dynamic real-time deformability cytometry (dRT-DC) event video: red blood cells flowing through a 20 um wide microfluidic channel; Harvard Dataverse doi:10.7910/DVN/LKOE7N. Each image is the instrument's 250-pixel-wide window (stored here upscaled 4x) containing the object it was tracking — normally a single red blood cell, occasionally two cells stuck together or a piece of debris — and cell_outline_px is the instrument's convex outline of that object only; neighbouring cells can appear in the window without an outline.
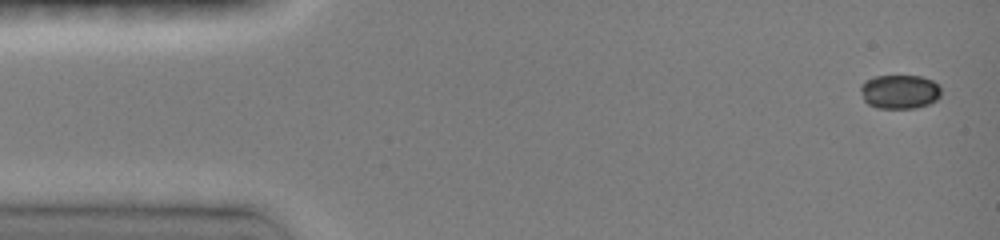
{"species": "common noctule bat (a hibernating species)", "species_latin": "Nyctalus noctula", "temperature_condition": "room temperature", "stored_images_in_passage": 46, "camera_frame_rate_fps": 3000, "um_per_image_px": 0.085, "animal": {"sex": "female", "body_mass_g": 19.0, "forearm_length_mm": 51.5}, "frame": {"image": 1, "passage_image": 1, "time_ms": 0.0, "image_size_px": [1000, 240], "cell_outline_px": [[940, 96], [936, 100], [928, 104], [916, 108], [876, 108], [868, 104], [864, 100], [860, 92], [860, 84], [864, 80], [876, 76], [920, 76], [932, 80], [940, 84]], "centroid_in_image_um": [76.45, 7.79], "position_along_channel_um": 8.5, "area_um2": 16.18}}
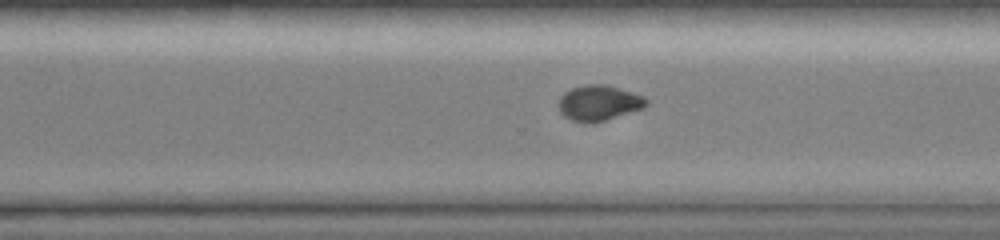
{"frame": {"image": 2, "passage_image": 32, "time_ms": 10.333, "image_size_px": [1000, 240], "cell_outline_px": [[648, 104], [644, 108], [592, 124], [572, 120], [564, 116], [560, 112], [560, 96], [564, 92], [572, 88], [588, 84], [608, 84], [644, 96], [648, 100]], "centroid_in_image_um": [50.93, 8.74], "position_along_channel_um": 319.7, "area_um2": 18.15}}
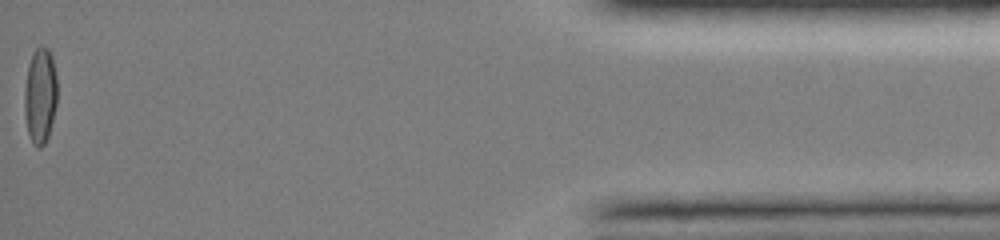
{"frame": {"image": 3, "passage_image": 46, "time_ms": 15.0, "image_size_px": [1000, 240], "cell_outline_px": [[56, 104], [48, 136], [44, 144], [40, 148], [36, 148], [32, 144], [28, 132], [24, 112], [24, 92], [28, 64], [32, 52], [40, 44], [48, 48], [52, 56], [56, 76]], "centroid_in_image_um": [3.4, 8.1], "position_along_channel_um": 431.8, "area_um2": 18.44}, "authors_computed_cell_mechanics": {"area_um2": 18.0047, "velocity_mm_per_s": 4.1159, "shape_relaxation_time_tau1_ms": null, "shape_relaxation_time_tau2_ms": 1.6964, "deformation_change_tau1": null, "deformation_change_tau2": 0.039}}